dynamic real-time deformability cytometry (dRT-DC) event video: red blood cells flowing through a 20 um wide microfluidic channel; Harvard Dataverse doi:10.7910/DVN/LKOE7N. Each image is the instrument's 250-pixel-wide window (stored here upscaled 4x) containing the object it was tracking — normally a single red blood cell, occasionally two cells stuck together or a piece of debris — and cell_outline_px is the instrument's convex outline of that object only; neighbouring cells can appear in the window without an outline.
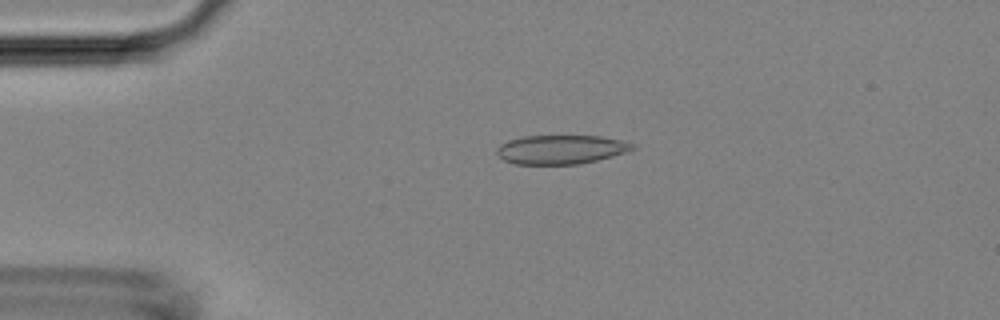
{"species": "Egyptian fruit bat (a non-hibernating species)", "species_latin": "Rousettus aegyptiacus", "temperature_condition": "room temperature", "stored_images_in_passage": 5, "camera_frame_rate_fps": 3000, "um_per_image_px": 0.085, "animal": {"sex": "female"}, "frame": {"image": 1, "passage_image": 3, "time_ms": 3.0, "image_size_px": [1000, 320], "cell_outline_px": [[636, 148], [612, 156], [580, 164], [516, 164], [504, 160], [496, 152], [496, 148], [500, 144], [508, 140], [524, 136], [600, 136], [624, 140], [636, 144]], "centroid_in_image_um": [47.69, 12.7], "position_along_channel_um": 37.3, "area_um2": 22.95}}